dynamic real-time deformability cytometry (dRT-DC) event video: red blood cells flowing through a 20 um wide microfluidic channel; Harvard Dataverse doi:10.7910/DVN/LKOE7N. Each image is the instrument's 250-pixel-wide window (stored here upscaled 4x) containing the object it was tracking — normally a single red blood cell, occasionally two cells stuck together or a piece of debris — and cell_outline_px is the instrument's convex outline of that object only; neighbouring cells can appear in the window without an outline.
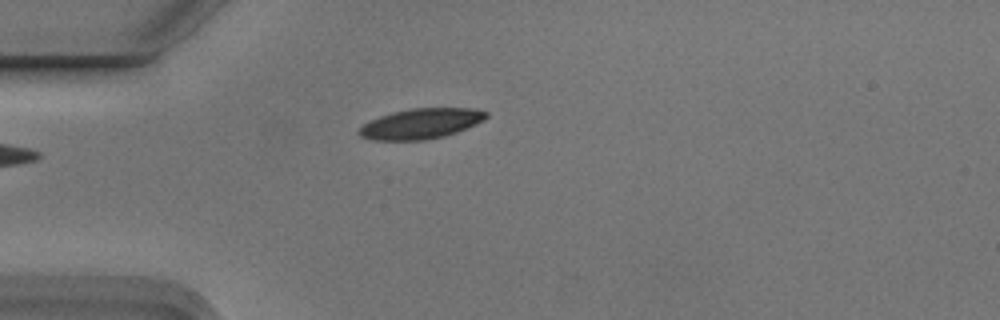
{"species": "Egyptian fruit bat (a non-hibernating species)", "species_latin": "Rousettus aegyptiacus", "temperature_condition": "cold", "stored_images_in_passage": 4, "camera_frame_rate_fps": 3000, "um_per_image_px": 0.085, "animal": {"sex": "male"}, "frame": {"image": 1, "passage_image": 4, "time_ms": 1.0, "image_size_px": [1000, 320], "cell_outline_px": [[488, 116], [484, 120], [476, 124], [456, 132], [444, 136], [424, 140], [372, 140], [360, 136], [356, 132], [364, 124], [380, 116], [392, 112], [412, 108], [476, 108], [488, 112]], "centroid_in_image_um": [35.79, 10.5], "position_along_channel_um": 49.2, "area_um2": 22.43}}